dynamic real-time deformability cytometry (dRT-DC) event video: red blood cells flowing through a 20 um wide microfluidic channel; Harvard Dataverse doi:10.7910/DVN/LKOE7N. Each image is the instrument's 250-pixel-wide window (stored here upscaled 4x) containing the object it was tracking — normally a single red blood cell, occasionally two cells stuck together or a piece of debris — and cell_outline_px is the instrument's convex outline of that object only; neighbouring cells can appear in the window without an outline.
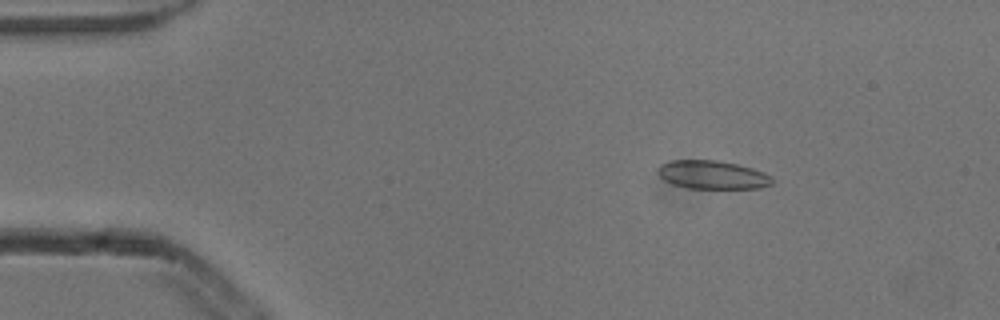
{"species": "common noctule bat (a hibernating species)", "species_latin": "Nyctalus noctula", "temperature_condition": "cold", "stored_images_in_passage": 5, "camera_frame_rate_fps": 3000, "um_per_image_px": 0.085, "animal": {"sex": "male", "body_mass_g": 13.3}, "frame": {"image": 1, "passage_image": 3, "time_ms": 0.667, "image_size_px": [1000, 320], "cell_outline_px": [[772, 184], [760, 188], [688, 188], [672, 184], [664, 180], [656, 172], [656, 168], [660, 164], [668, 160], [716, 160], [736, 164], [752, 168], [764, 172], [772, 176]], "centroid_in_image_um": [60.51, 14.85], "position_along_channel_um": 24.5, "area_um2": 19.07}}